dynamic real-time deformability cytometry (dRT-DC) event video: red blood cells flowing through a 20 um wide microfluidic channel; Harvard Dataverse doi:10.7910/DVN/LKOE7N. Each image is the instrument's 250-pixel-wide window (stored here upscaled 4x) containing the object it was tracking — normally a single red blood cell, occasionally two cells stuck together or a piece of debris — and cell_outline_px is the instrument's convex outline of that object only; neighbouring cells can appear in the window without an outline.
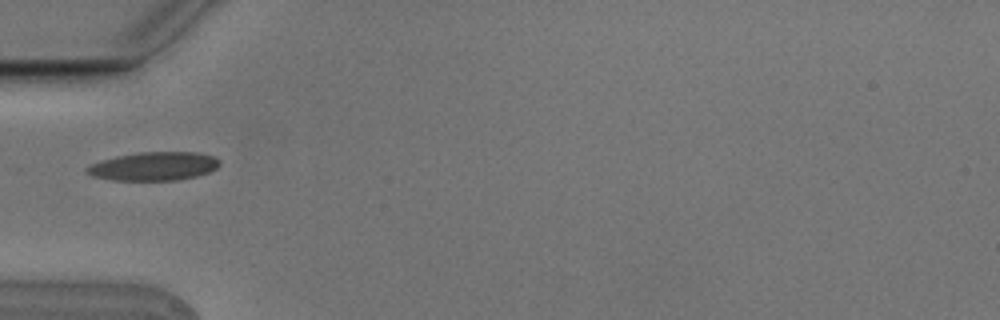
{"species": "Egyptian fruit bat (a non-hibernating species)", "species_latin": "Rousettus aegyptiacus", "temperature_condition": "cold", "stored_images_in_passage": 8, "camera_frame_rate_fps": 3000, "um_per_image_px": 0.085, "animal": {"sex": "male"}, "frame": {"image": 1, "passage_image": 5, "time_ms": 1.333, "image_size_px": [1000, 320], "cell_outline_px": [[220, 164], [216, 168], [208, 172], [196, 176], [176, 180], [112, 180], [92, 176], [84, 172], [84, 168], [88, 164], [100, 160], [116, 156], [136, 152], [200, 152], [212, 156], [220, 160]], "centroid_in_image_um": [13.01, 14.12], "position_along_channel_um": 72.0, "area_um2": 22.31}}
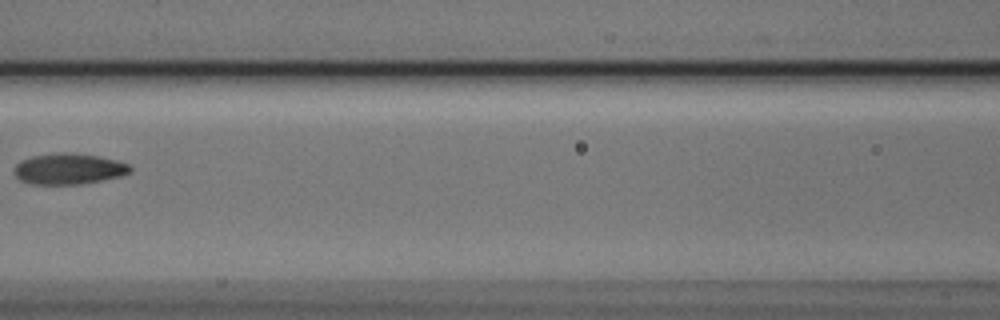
{"frame": {"image": 2, "passage_image": 7, "time_ms": 2.0, "image_size_px": [1000, 320], "cell_outline_px": [[132, 172], [120, 176], [80, 184], [32, 184], [20, 180], [16, 176], [16, 164], [20, 160], [32, 156], [60, 152], [72, 152], [96, 156], [116, 160], [128, 164], [132, 168]], "centroid_in_image_um": [5.85, 14.34], "position_along_channel_um": 160.8, "area_um2": 20.75}}
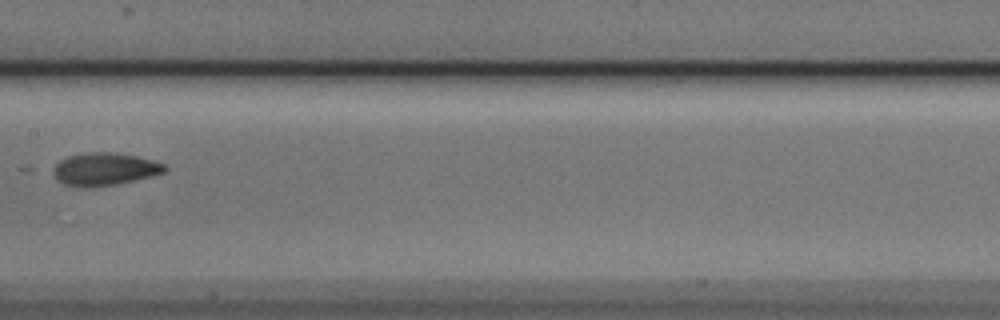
{"frame": {"image": 3, "passage_image": 8, "time_ms": 2.333, "image_size_px": [1000, 320], "cell_outline_px": [[168, 168], [164, 172], [152, 176], [116, 184], [92, 188], [80, 188], [64, 184], [56, 180], [52, 176], [48, 168], [60, 160], [68, 156], [88, 152], [112, 152], [136, 156], [152, 160], [164, 164]], "centroid_in_image_um": [8.78, 14.39], "position_along_channel_um": 198.6, "area_um2": 21.73}}